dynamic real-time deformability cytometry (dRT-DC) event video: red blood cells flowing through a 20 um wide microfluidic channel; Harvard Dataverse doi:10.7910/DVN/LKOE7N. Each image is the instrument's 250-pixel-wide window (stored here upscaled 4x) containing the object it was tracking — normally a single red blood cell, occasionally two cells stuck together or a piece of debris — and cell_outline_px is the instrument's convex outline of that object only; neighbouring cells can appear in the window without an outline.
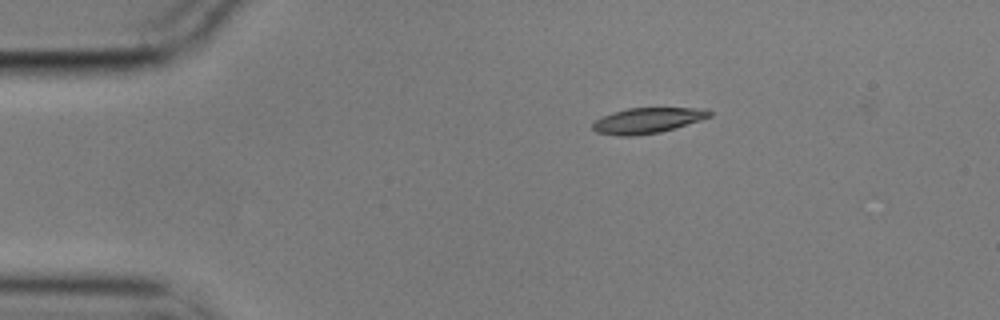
{"species": "common noctule bat (a hibernating species)", "species_latin": "Nyctalus noctula", "temperature_condition": "cold", "stored_images_in_passage": 47, "camera_frame_rate_fps": 3000, "um_per_image_px": 0.085, "animal": {"sex": "male", "body_mass_g": 17.9}, "frame": {"image": 1, "passage_image": 1, "time_ms": 0.0, "image_size_px": [1000, 320], "cell_outline_px": [[712, 116], [700, 120], [660, 132], [636, 136], [616, 136], [596, 132], [592, 128], [592, 124], [596, 120], [612, 112], [628, 108], [708, 108], [712, 112]], "centroid_in_image_um": [55.03, 10.24], "position_along_channel_um": 30.0, "area_um2": 17.4}}
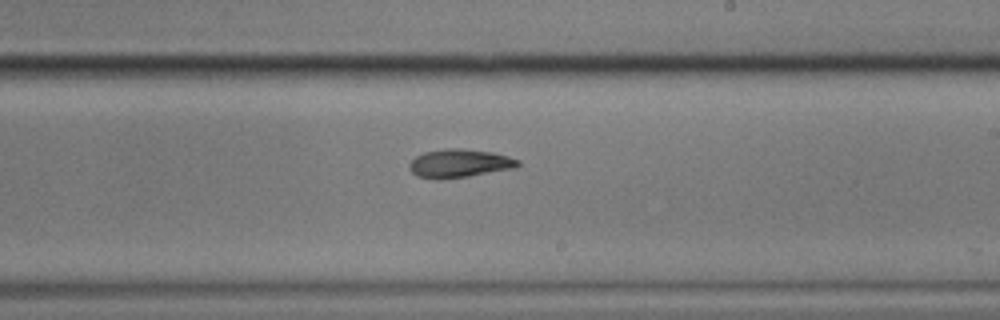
{"frame": {"image": 2, "passage_image": 24, "time_ms": 7.667, "image_size_px": [1000, 320], "cell_outline_px": [[520, 164], [516, 168], [468, 176], [440, 180], [436, 180], [416, 176], [408, 168], [408, 164], [416, 156], [424, 152], [444, 148], [460, 148], [492, 152], [508, 156], [520, 160]], "centroid_in_image_um": [39.03, 13.89], "position_along_channel_um": 250.0, "area_um2": 18.21}}
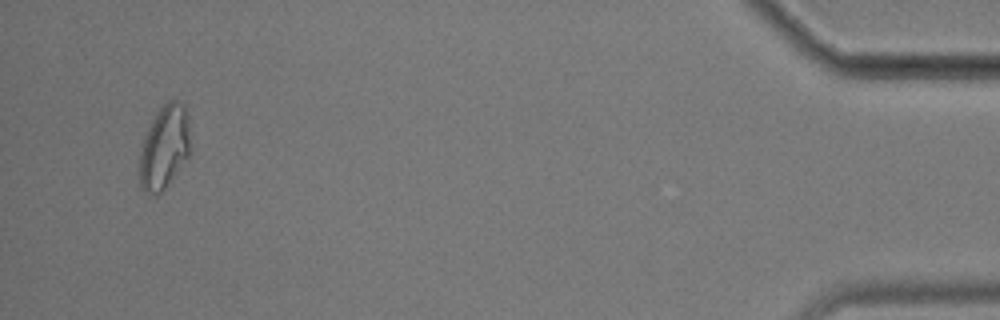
{"frame": {"image": 3, "passage_image": 45, "time_ms": 14.667, "image_size_px": [1000, 320], "cell_outline_px": [[192, 152], [188, 160], [164, 188], [156, 196], [152, 196], [144, 192], [140, 188], [140, 152], [144, 136], [156, 112], [168, 100], [176, 100], [188, 112]], "centroid_in_image_um": [14.01, 12.54], "position_along_channel_um": 421.2, "area_um2": 25.26}, "authors_computed_cell_mechanics": {"area_um2": 17.8024, "velocity_mm_per_s": 3.529, "shape_relaxation_time_tau1_ms": 4.955, "shape_relaxation_time_tau2_ms": null, "deformation_change_tau1": 0.1499, "deformation_change_tau2": null}}